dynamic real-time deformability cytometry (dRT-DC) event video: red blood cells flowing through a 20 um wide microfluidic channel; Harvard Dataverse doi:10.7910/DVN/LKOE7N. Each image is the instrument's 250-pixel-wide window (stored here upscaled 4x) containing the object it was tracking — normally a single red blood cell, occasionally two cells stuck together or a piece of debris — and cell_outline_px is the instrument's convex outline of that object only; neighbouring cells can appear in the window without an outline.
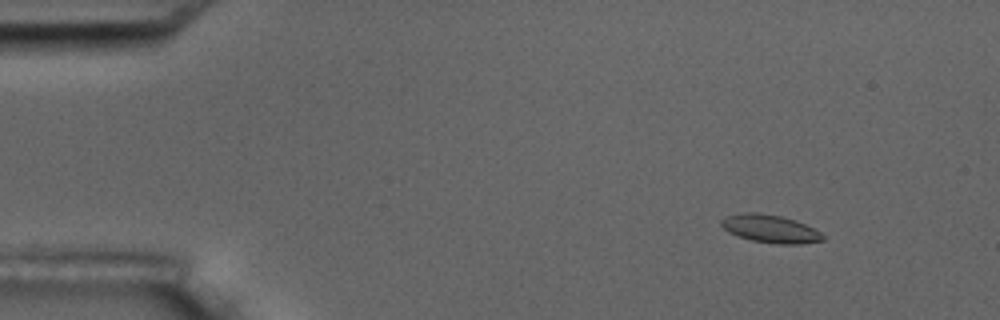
{"species": "common noctule bat (a hibernating species)", "species_latin": "Nyctalus noctula", "temperature_condition": "room temperature", "stored_images_in_passage": 5, "camera_frame_rate_fps": 3000, "um_per_image_px": 0.085, "animal": {"sex": "male", "body_mass_g": 17.5, "forearm_length_mm": 52.3}, "frame": {"image": 1, "passage_image": 2, "time_ms": 1.333, "image_size_px": [1000, 320], "cell_outline_px": [[824, 240], [800, 244], [780, 244], [752, 240], [736, 236], [728, 232], [720, 224], [720, 220], [724, 216], [740, 212], [756, 212], [780, 216], [804, 224], [820, 232], [824, 236]], "centroid_in_image_um": [65.4, 19.44], "position_along_channel_um": 19.6, "area_um2": 16.47}}
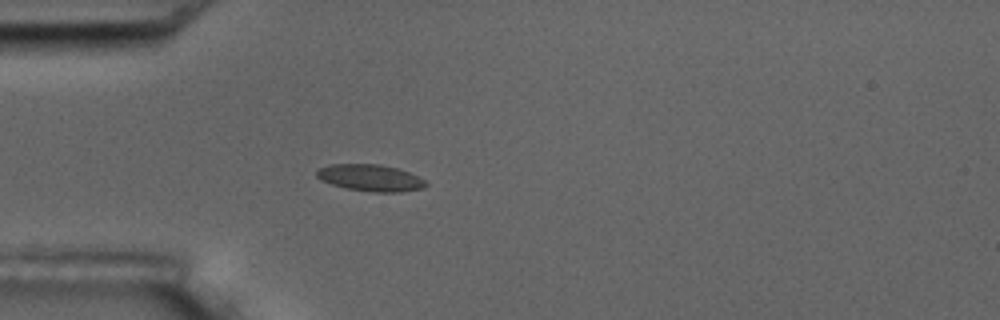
{"frame": {"image": 2, "passage_image": 5, "time_ms": 4.667, "image_size_px": [1000, 320], "cell_outline_px": [[428, 184], [424, 188], [400, 192], [372, 192], [348, 188], [332, 184], [320, 180], [316, 176], [316, 168], [328, 164], [380, 164], [396, 168], [408, 172], [424, 180]], "centroid_in_image_um": [31.44, 15.11], "position_along_channel_um": 53.6, "area_um2": 16.99}}